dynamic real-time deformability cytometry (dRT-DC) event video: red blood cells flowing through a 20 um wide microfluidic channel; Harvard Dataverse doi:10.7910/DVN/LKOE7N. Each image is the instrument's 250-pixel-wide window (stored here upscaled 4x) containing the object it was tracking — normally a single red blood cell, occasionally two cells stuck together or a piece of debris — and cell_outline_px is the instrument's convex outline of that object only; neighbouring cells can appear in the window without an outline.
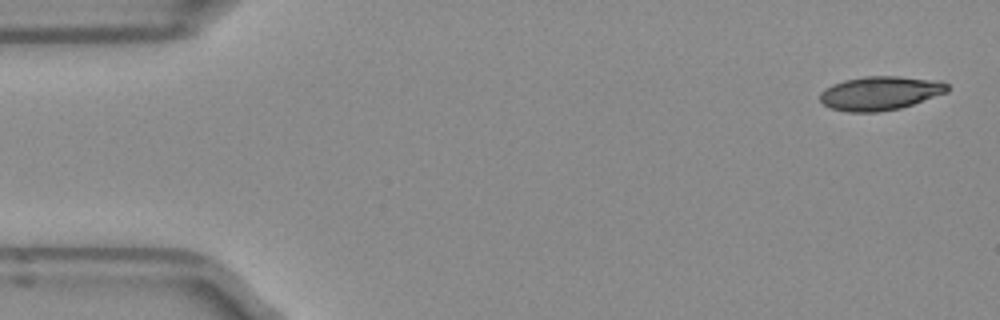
{"species": "Egyptian fruit bat (a non-hibernating species)", "species_latin": "Rousettus aegyptiacus", "temperature_condition": "room temperature", "stored_images_in_passage": 5, "segment_of_instrument_passage": [1, 2], "camera_frame_rate_fps": 3000, "um_per_image_px": 0.085, "frame": {"image": 1, "passage_image": 1, "time_ms": 0.0, "image_size_px": [1000, 320], "cell_outline_px": [[948, 92], [900, 108], [880, 112], [848, 112], [832, 108], [824, 104], [820, 100], [820, 92], [832, 84], [844, 80], [868, 76], [896, 76], [944, 80], [948, 84]], "centroid_in_image_um": [74.84, 7.91], "position_along_channel_um": 10.2, "area_um2": 25.2}}
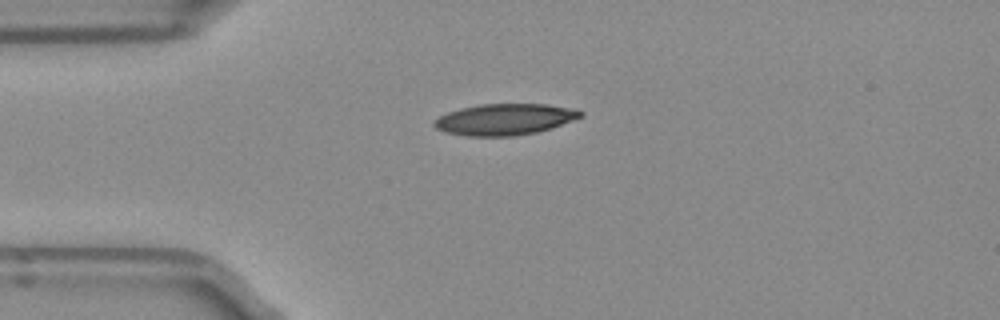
{"frame": {"image": 2, "passage_image": 4, "time_ms": 1.0, "image_size_px": [1000, 320], "cell_outline_px": [[584, 116], [552, 128], [536, 132], [512, 136], [468, 136], [444, 132], [436, 128], [432, 124], [432, 120], [448, 112], [460, 108], [480, 104], [548, 104], [576, 108], [584, 112]], "centroid_in_image_um": [42.92, 10.14], "position_along_channel_um": 42.1, "area_um2": 26.93}}